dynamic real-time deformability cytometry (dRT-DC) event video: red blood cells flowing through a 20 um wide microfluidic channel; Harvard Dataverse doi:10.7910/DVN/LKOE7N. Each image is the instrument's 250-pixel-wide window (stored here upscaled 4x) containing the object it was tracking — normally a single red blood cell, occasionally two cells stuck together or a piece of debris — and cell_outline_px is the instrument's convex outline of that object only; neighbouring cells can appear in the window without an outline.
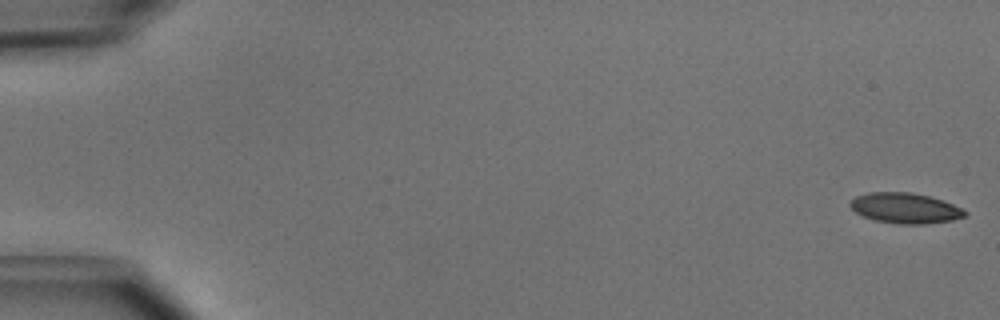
{"species": "common noctule bat (a hibernating species)", "species_latin": "Nyctalus noctula", "temperature_condition": "cold", "stored_images_in_passage": 17, "camera_frame_rate_fps": 3000, "um_per_image_px": 0.085, "animal": {"sex": "male", "body_mass_g": 15.6}, "frame": {"image": 1, "passage_image": 1, "time_ms": 0.0, "image_size_px": [1000, 320], "cell_outline_px": [[968, 212], [964, 216], [952, 220], [924, 224], [896, 224], [872, 220], [856, 212], [848, 204], [856, 196], [868, 192], [912, 192], [944, 200], [964, 208]], "centroid_in_image_um": [76.96, 17.69], "position_along_channel_um": 8.0, "area_um2": 20.52}}
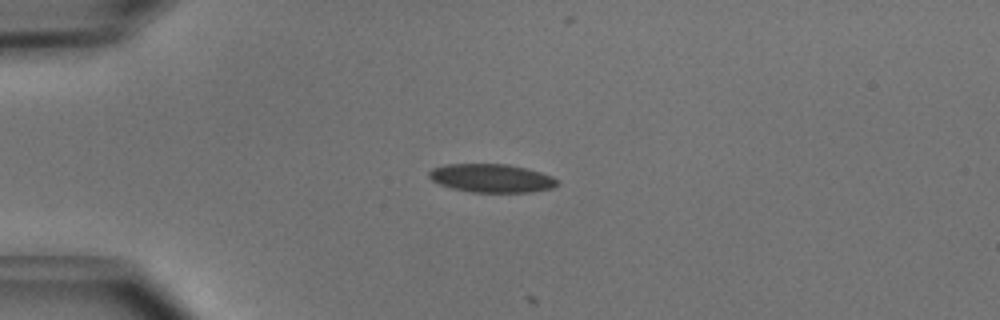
{"frame": {"image": 2, "passage_image": 13, "time_ms": 4.0, "image_size_px": [1000, 320], "cell_outline_px": [[560, 184], [552, 188], [532, 192], [472, 192], [452, 188], [440, 184], [432, 180], [428, 176], [428, 172], [432, 168], [444, 164], [508, 164], [528, 168], [552, 176]], "centroid_in_image_um": [41.78, 15.14], "position_along_channel_um": 43.2, "area_um2": 21.33}}